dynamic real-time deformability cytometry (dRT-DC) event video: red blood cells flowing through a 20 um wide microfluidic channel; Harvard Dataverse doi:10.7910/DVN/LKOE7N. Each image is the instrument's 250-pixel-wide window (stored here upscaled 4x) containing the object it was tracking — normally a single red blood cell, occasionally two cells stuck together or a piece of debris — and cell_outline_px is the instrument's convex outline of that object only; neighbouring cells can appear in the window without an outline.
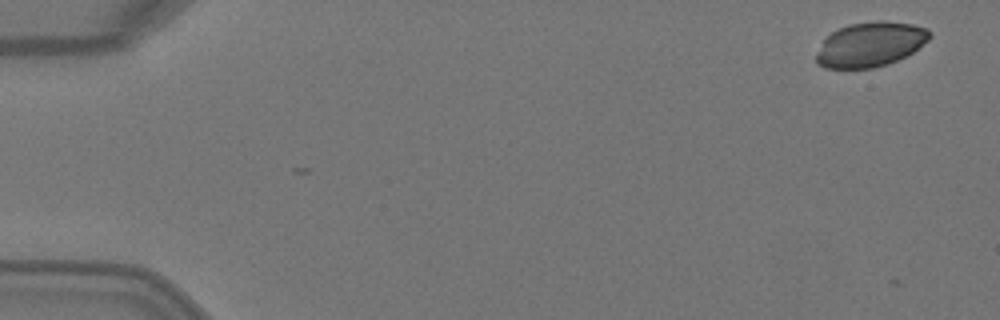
{"species": "Egyptian fruit bat (a non-hibernating species)", "species_latin": "Rousettus aegyptiacus", "temperature_condition": "warm", "stored_images_in_passage": 5, "camera_frame_rate_fps": 3000, "um_per_image_px": 0.085, "animal": {"sex": "female"}, "frame": {"image": 1, "passage_image": 1, "time_ms": 0.0, "image_size_px": [1000, 320], "cell_outline_px": [[932, 36], [928, 40], [912, 52], [888, 64], [872, 68], [824, 68], [816, 64], [816, 52], [824, 40], [832, 32], [840, 28], [852, 24], [876, 20], [880, 20], [912, 24], [928, 28], [932, 32]], "centroid_in_image_um": [73.98, 3.77], "position_along_channel_um": 11.0, "area_um2": 29.42}}